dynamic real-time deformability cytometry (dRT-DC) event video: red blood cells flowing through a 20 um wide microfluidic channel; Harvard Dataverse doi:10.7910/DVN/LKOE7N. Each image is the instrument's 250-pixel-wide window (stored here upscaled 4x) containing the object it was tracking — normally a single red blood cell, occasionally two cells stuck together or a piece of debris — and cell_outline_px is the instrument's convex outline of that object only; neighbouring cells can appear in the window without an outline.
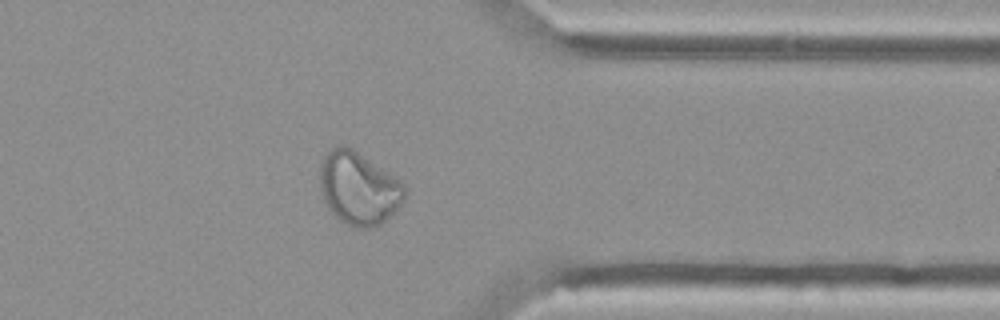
{"species": "Egyptian fruit bat (a non-hibernating species)", "species_latin": "Rousettus aegyptiacus", "temperature_condition": "cold", "stored_images_in_passage": 39, "camera_frame_rate_fps": 3000, "um_per_image_px": 0.085, "animal": {"sex": "female"}, "frame": {"image": 1, "passage_image": 28, "time_ms": 9.0, "image_size_px": [1000, 320], "cell_outline_px": [[408, 192], [404, 200], [380, 224], [372, 228], [356, 228], [340, 220], [328, 208], [320, 192], [320, 164], [324, 156], [336, 144], [344, 144], [352, 148], [400, 180], [404, 184]], "centroid_in_image_um": [30.47, 15.99], "position_along_channel_um": 380.9, "area_um2": 35.89}}